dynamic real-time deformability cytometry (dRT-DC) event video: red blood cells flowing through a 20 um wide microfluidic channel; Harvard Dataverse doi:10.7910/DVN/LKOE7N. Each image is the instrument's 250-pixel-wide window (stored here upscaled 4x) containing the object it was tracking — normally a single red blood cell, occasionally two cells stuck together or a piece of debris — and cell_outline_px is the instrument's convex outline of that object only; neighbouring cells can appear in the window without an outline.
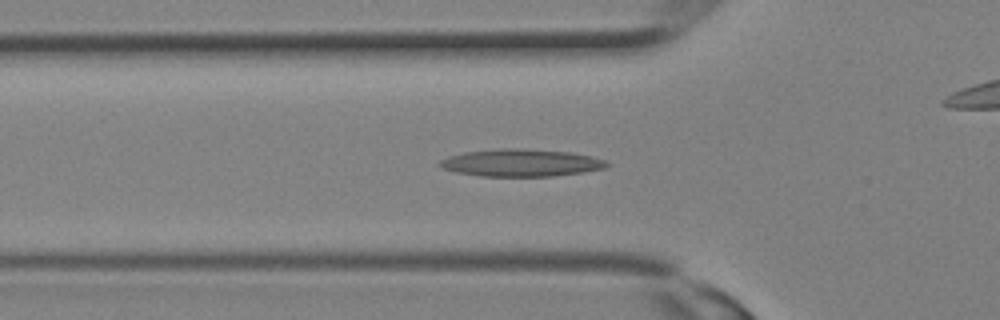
{"species": "Egyptian fruit bat (a non-hibernating species)", "species_latin": "Rousettus aegyptiacus", "temperature_condition": "room temperature", "stored_images_in_passage": 19, "camera_frame_rate_fps": 3000, "um_per_image_px": 0.085, "animal": {"sex": "female"}, "frame": {"image": 1, "passage_image": 9, "time_ms": 2.667, "image_size_px": [1000, 320], "cell_outline_px": [[612, 164], [604, 168], [584, 172], [552, 176], [480, 176], [456, 172], [444, 168], [436, 164], [440, 160], [448, 156], [464, 152], [500, 148], [524, 148], [572, 152], [592, 156], [608, 160]], "centroid_in_image_um": [44.33, 13.83], "position_along_channel_um": 81.5, "area_um2": 26.93}}
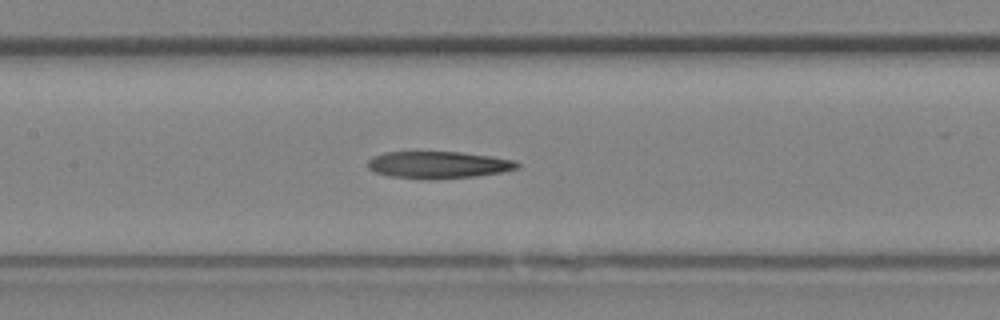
{"frame": {"image": 2, "passage_image": 13, "time_ms": 4.0, "image_size_px": [1000, 320], "cell_outline_px": [[520, 168], [500, 172], [476, 176], [428, 180], [388, 176], [376, 172], [368, 168], [368, 160], [384, 152], [460, 152], [492, 156], [516, 160], [520, 164]], "centroid_in_image_um": [37.29, 14.02], "position_along_channel_um": 170.1, "area_um2": 23.64}}
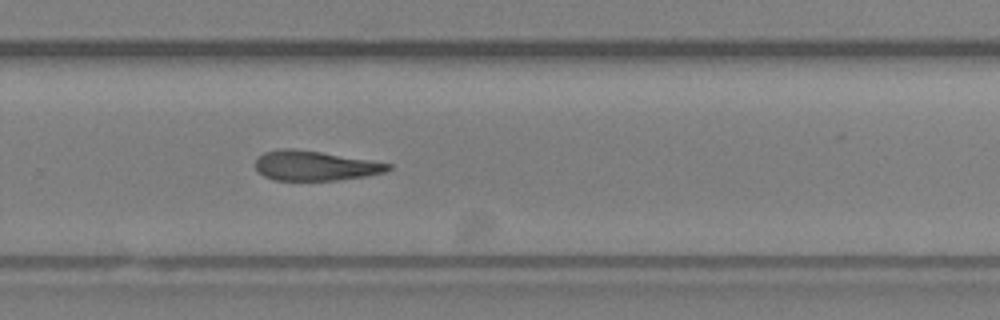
{"frame": {"image": 3, "passage_image": 19, "time_ms": 6.0, "image_size_px": [1000, 320], "cell_outline_px": [[392, 168], [388, 172], [364, 176], [336, 180], [276, 180], [264, 176], [256, 168], [256, 160], [264, 152], [280, 148], [292, 148], [320, 152], [392, 164]], "centroid_in_image_um": [26.78, 14.08], "position_along_channel_um": 303.0, "area_um2": 22.77}}